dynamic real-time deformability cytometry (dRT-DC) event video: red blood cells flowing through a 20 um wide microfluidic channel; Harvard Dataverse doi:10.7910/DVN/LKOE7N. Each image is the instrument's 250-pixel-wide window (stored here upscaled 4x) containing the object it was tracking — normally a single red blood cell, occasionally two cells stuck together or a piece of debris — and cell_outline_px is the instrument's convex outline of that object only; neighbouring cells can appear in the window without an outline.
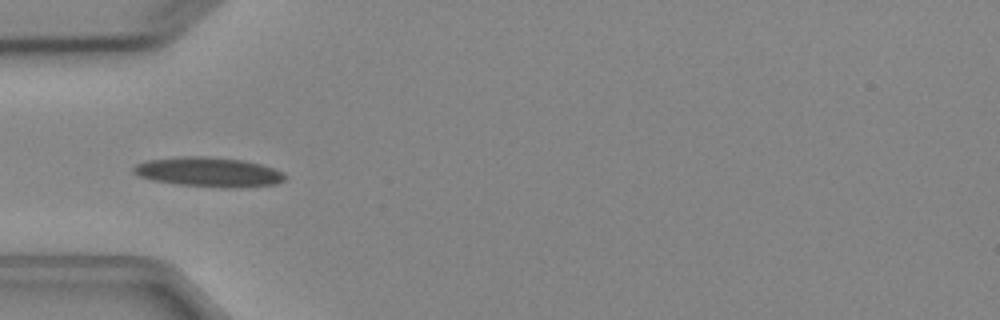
{"species": "Egyptian fruit bat (a non-hibernating species)", "species_latin": "Rousettus aegyptiacus", "temperature_condition": "cold", "stored_images_in_passage": 5, "camera_frame_rate_fps": 3000, "um_per_image_px": 0.085, "animal": {"sex": "female"}, "frame": {"image": 1, "passage_image": 5, "time_ms": 4.667, "image_size_px": [1000, 320], "cell_outline_px": [[288, 176], [284, 180], [276, 184], [232, 188], [180, 184], [152, 180], [140, 176], [132, 172], [132, 168], [136, 164], [148, 160], [180, 156], [208, 156], [244, 160], [260, 164], [284, 172]], "centroid_in_image_um": [17.75, 14.61], "position_along_channel_um": 67.2, "area_um2": 26.07}}